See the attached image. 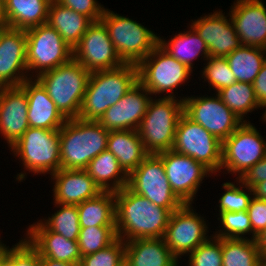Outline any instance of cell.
<instances>
[{
  "label": "cell",
  "mask_w": 266,
  "mask_h": 266,
  "mask_svg": "<svg viewBox=\"0 0 266 266\" xmlns=\"http://www.w3.org/2000/svg\"><path fill=\"white\" fill-rule=\"evenodd\" d=\"M0 266H8L3 260L0 261Z\"/></svg>",
  "instance_id": "54"
},
{
  "label": "cell",
  "mask_w": 266,
  "mask_h": 266,
  "mask_svg": "<svg viewBox=\"0 0 266 266\" xmlns=\"http://www.w3.org/2000/svg\"><path fill=\"white\" fill-rule=\"evenodd\" d=\"M151 98V93L137 81L115 105L105 111L98 122L108 131L137 130Z\"/></svg>",
  "instance_id": "19"
},
{
  "label": "cell",
  "mask_w": 266,
  "mask_h": 266,
  "mask_svg": "<svg viewBox=\"0 0 266 266\" xmlns=\"http://www.w3.org/2000/svg\"><path fill=\"white\" fill-rule=\"evenodd\" d=\"M27 37V69L29 78L67 63L73 49L47 23L25 30Z\"/></svg>",
  "instance_id": "9"
},
{
  "label": "cell",
  "mask_w": 266,
  "mask_h": 266,
  "mask_svg": "<svg viewBox=\"0 0 266 266\" xmlns=\"http://www.w3.org/2000/svg\"><path fill=\"white\" fill-rule=\"evenodd\" d=\"M235 182L229 181L222 184L225 192L218 201L219 213L248 210L250 200L253 197V190L245 186L239 179L235 180Z\"/></svg>",
  "instance_id": "39"
},
{
  "label": "cell",
  "mask_w": 266,
  "mask_h": 266,
  "mask_svg": "<svg viewBox=\"0 0 266 266\" xmlns=\"http://www.w3.org/2000/svg\"><path fill=\"white\" fill-rule=\"evenodd\" d=\"M62 6L70 8L77 13H81L93 22L100 21L105 7L99 4L97 0H56Z\"/></svg>",
  "instance_id": "43"
},
{
  "label": "cell",
  "mask_w": 266,
  "mask_h": 266,
  "mask_svg": "<svg viewBox=\"0 0 266 266\" xmlns=\"http://www.w3.org/2000/svg\"><path fill=\"white\" fill-rule=\"evenodd\" d=\"M217 94L223 103L243 122L248 121L245 118L248 113L260 108L251 83L236 82L221 89Z\"/></svg>",
  "instance_id": "33"
},
{
  "label": "cell",
  "mask_w": 266,
  "mask_h": 266,
  "mask_svg": "<svg viewBox=\"0 0 266 266\" xmlns=\"http://www.w3.org/2000/svg\"><path fill=\"white\" fill-rule=\"evenodd\" d=\"M158 155L162 158L166 177L174 194L184 204H194L202 181L205 177H211L212 173L193 158L172 149Z\"/></svg>",
  "instance_id": "16"
},
{
  "label": "cell",
  "mask_w": 266,
  "mask_h": 266,
  "mask_svg": "<svg viewBox=\"0 0 266 266\" xmlns=\"http://www.w3.org/2000/svg\"><path fill=\"white\" fill-rule=\"evenodd\" d=\"M125 242L117 238L109 246L81 257L79 266H124Z\"/></svg>",
  "instance_id": "40"
},
{
  "label": "cell",
  "mask_w": 266,
  "mask_h": 266,
  "mask_svg": "<svg viewBox=\"0 0 266 266\" xmlns=\"http://www.w3.org/2000/svg\"><path fill=\"white\" fill-rule=\"evenodd\" d=\"M237 82L253 84L266 62V49L242 45L225 57Z\"/></svg>",
  "instance_id": "32"
},
{
  "label": "cell",
  "mask_w": 266,
  "mask_h": 266,
  "mask_svg": "<svg viewBox=\"0 0 266 266\" xmlns=\"http://www.w3.org/2000/svg\"><path fill=\"white\" fill-rule=\"evenodd\" d=\"M138 81L155 95L177 98L174 91L184 86L193 73L183 63L177 61L159 44L137 65Z\"/></svg>",
  "instance_id": "8"
},
{
  "label": "cell",
  "mask_w": 266,
  "mask_h": 266,
  "mask_svg": "<svg viewBox=\"0 0 266 266\" xmlns=\"http://www.w3.org/2000/svg\"><path fill=\"white\" fill-rule=\"evenodd\" d=\"M213 10L200 18L191 20L189 24L205 42L212 57H226L242 43L230 18L223 10Z\"/></svg>",
  "instance_id": "18"
},
{
  "label": "cell",
  "mask_w": 266,
  "mask_h": 266,
  "mask_svg": "<svg viewBox=\"0 0 266 266\" xmlns=\"http://www.w3.org/2000/svg\"><path fill=\"white\" fill-rule=\"evenodd\" d=\"M0 25L7 27L6 2L0 0Z\"/></svg>",
  "instance_id": "50"
},
{
  "label": "cell",
  "mask_w": 266,
  "mask_h": 266,
  "mask_svg": "<svg viewBox=\"0 0 266 266\" xmlns=\"http://www.w3.org/2000/svg\"><path fill=\"white\" fill-rule=\"evenodd\" d=\"M58 208L48 218L40 221L51 231L64 236L66 239L78 241L80 233V223L77 205L54 203Z\"/></svg>",
  "instance_id": "35"
},
{
  "label": "cell",
  "mask_w": 266,
  "mask_h": 266,
  "mask_svg": "<svg viewBox=\"0 0 266 266\" xmlns=\"http://www.w3.org/2000/svg\"><path fill=\"white\" fill-rule=\"evenodd\" d=\"M109 132L98 121L67 119L59 129L62 169H86L89 162L107 150Z\"/></svg>",
  "instance_id": "3"
},
{
  "label": "cell",
  "mask_w": 266,
  "mask_h": 266,
  "mask_svg": "<svg viewBox=\"0 0 266 266\" xmlns=\"http://www.w3.org/2000/svg\"><path fill=\"white\" fill-rule=\"evenodd\" d=\"M232 5L229 14L242 45L266 49V4L263 0H235Z\"/></svg>",
  "instance_id": "20"
},
{
  "label": "cell",
  "mask_w": 266,
  "mask_h": 266,
  "mask_svg": "<svg viewBox=\"0 0 266 266\" xmlns=\"http://www.w3.org/2000/svg\"><path fill=\"white\" fill-rule=\"evenodd\" d=\"M138 81V67L125 63L120 67L91 72L78 115L85 121H99Z\"/></svg>",
  "instance_id": "2"
},
{
  "label": "cell",
  "mask_w": 266,
  "mask_h": 266,
  "mask_svg": "<svg viewBox=\"0 0 266 266\" xmlns=\"http://www.w3.org/2000/svg\"><path fill=\"white\" fill-rule=\"evenodd\" d=\"M218 215L217 220L220 222L218 228H221L213 232L214 237L245 239L248 238L246 236L248 234L252 236V227L247 211L221 212Z\"/></svg>",
  "instance_id": "38"
},
{
  "label": "cell",
  "mask_w": 266,
  "mask_h": 266,
  "mask_svg": "<svg viewBox=\"0 0 266 266\" xmlns=\"http://www.w3.org/2000/svg\"><path fill=\"white\" fill-rule=\"evenodd\" d=\"M41 266H79L77 264L66 263L62 261L53 260L50 258H40Z\"/></svg>",
  "instance_id": "49"
},
{
  "label": "cell",
  "mask_w": 266,
  "mask_h": 266,
  "mask_svg": "<svg viewBox=\"0 0 266 266\" xmlns=\"http://www.w3.org/2000/svg\"><path fill=\"white\" fill-rule=\"evenodd\" d=\"M194 210L192 204H184L172 212L163 236L166 246L178 261L211 237L206 218Z\"/></svg>",
  "instance_id": "13"
},
{
  "label": "cell",
  "mask_w": 266,
  "mask_h": 266,
  "mask_svg": "<svg viewBox=\"0 0 266 266\" xmlns=\"http://www.w3.org/2000/svg\"><path fill=\"white\" fill-rule=\"evenodd\" d=\"M125 266H180L163 238H140L125 242Z\"/></svg>",
  "instance_id": "25"
},
{
  "label": "cell",
  "mask_w": 266,
  "mask_h": 266,
  "mask_svg": "<svg viewBox=\"0 0 266 266\" xmlns=\"http://www.w3.org/2000/svg\"><path fill=\"white\" fill-rule=\"evenodd\" d=\"M239 180L247 187L253 188L256 184L266 180V156L249 168Z\"/></svg>",
  "instance_id": "45"
},
{
  "label": "cell",
  "mask_w": 266,
  "mask_h": 266,
  "mask_svg": "<svg viewBox=\"0 0 266 266\" xmlns=\"http://www.w3.org/2000/svg\"><path fill=\"white\" fill-rule=\"evenodd\" d=\"M6 26H4V25H0V33H1V31L5 28Z\"/></svg>",
  "instance_id": "55"
},
{
  "label": "cell",
  "mask_w": 266,
  "mask_h": 266,
  "mask_svg": "<svg viewBox=\"0 0 266 266\" xmlns=\"http://www.w3.org/2000/svg\"><path fill=\"white\" fill-rule=\"evenodd\" d=\"M263 108L264 109L266 108V103L260 106V110L263 109ZM264 111H263V115L261 116V121H263V123L264 122L266 123V109Z\"/></svg>",
  "instance_id": "52"
},
{
  "label": "cell",
  "mask_w": 266,
  "mask_h": 266,
  "mask_svg": "<svg viewBox=\"0 0 266 266\" xmlns=\"http://www.w3.org/2000/svg\"><path fill=\"white\" fill-rule=\"evenodd\" d=\"M85 170L101 191L118 192L128 184V174L108 150L92 159Z\"/></svg>",
  "instance_id": "29"
},
{
  "label": "cell",
  "mask_w": 266,
  "mask_h": 266,
  "mask_svg": "<svg viewBox=\"0 0 266 266\" xmlns=\"http://www.w3.org/2000/svg\"><path fill=\"white\" fill-rule=\"evenodd\" d=\"M46 23L54 28L73 49L93 21L81 13L62 6L56 0H52Z\"/></svg>",
  "instance_id": "27"
},
{
  "label": "cell",
  "mask_w": 266,
  "mask_h": 266,
  "mask_svg": "<svg viewBox=\"0 0 266 266\" xmlns=\"http://www.w3.org/2000/svg\"><path fill=\"white\" fill-rule=\"evenodd\" d=\"M154 96L151 98L137 132L148 154L171 150L176 127L183 114V98Z\"/></svg>",
  "instance_id": "6"
},
{
  "label": "cell",
  "mask_w": 266,
  "mask_h": 266,
  "mask_svg": "<svg viewBox=\"0 0 266 266\" xmlns=\"http://www.w3.org/2000/svg\"><path fill=\"white\" fill-rule=\"evenodd\" d=\"M127 187L155 205L171 212L184 205L172 191L162 158L158 154H148L128 175Z\"/></svg>",
  "instance_id": "12"
},
{
  "label": "cell",
  "mask_w": 266,
  "mask_h": 266,
  "mask_svg": "<svg viewBox=\"0 0 266 266\" xmlns=\"http://www.w3.org/2000/svg\"><path fill=\"white\" fill-rule=\"evenodd\" d=\"M100 21L124 63L138 65L158 45L159 34L110 9L105 8Z\"/></svg>",
  "instance_id": "7"
},
{
  "label": "cell",
  "mask_w": 266,
  "mask_h": 266,
  "mask_svg": "<svg viewBox=\"0 0 266 266\" xmlns=\"http://www.w3.org/2000/svg\"><path fill=\"white\" fill-rule=\"evenodd\" d=\"M50 177L53 203L78 205L102 192L85 169L60 168Z\"/></svg>",
  "instance_id": "23"
},
{
  "label": "cell",
  "mask_w": 266,
  "mask_h": 266,
  "mask_svg": "<svg viewBox=\"0 0 266 266\" xmlns=\"http://www.w3.org/2000/svg\"><path fill=\"white\" fill-rule=\"evenodd\" d=\"M52 0H5L7 27L27 30L46 24Z\"/></svg>",
  "instance_id": "30"
},
{
  "label": "cell",
  "mask_w": 266,
  "mask_h": 266,
  "mask_svg": "<svg viewBox=\"0 0 266 266\" xmlns=\"http://www.w3.org/2000/svg\"><path fill=\"white\" fill-rule=\"evenodd\" d=\"M80 228L116 226L115 192L102 191L77 205Z\"/></svg>",
  "instance_id": "31"
},
{
  "label": "cell",
  "mask_w": 266,
  "mask_h": 266,
  "mask_svg": "<svg viewBox=\"0 0 266 266\" xmlns=\"http://www.w3.org/2000/svg\"><path fill=\"white\" fill-rule=\"evenodd\" d=\"M213 95L182 97L183 113L223 142L243 121L223 103L217 93Z\"/></svg>",
  "instance_id": "14"
},
{
  "label": "cell",
  "mask_w": 266,
  "mask_h": 266,
  "mask_svg": "<svg viewBox=\"0 0 266 266\" xmlns=\"http://www.w3.org/2000/svg\"><path fill=\"white\" fill-rule=\"evenodd\" d=\"M90 72L73 58L36 79L46 89L56 108L66 118H78Z\"/></svg>",
  "instance_id": "5"
},
{
  "label": "cell",
  "mask_w": 266,
  "mask_h": 266,
  "mask_svg": "<svg viewBox=\"0 0 266 266\" xmlns=\"http://www.w3.org/2000/svg\"><path fill=\"white\" fill-rule=\"evenodd\" d=\"M29 128L28 99L20 87H0V134L10 148Z\"/></svg>",
  "instance_id": "21"
},
{
  "label": "cell",
  "mask_w": 266,
  "mask_h": 266,
  "mask_svg": "<svg viewBox=\"0 0 266 266\" xmlns=\"http://www.w3.org/2000/svg\"><path fill=\"white\" fill-rule=\"evenodd\" d=\"M206 61L203 63L204 67L200 70V74L201 78L209 84V91L212 89L218 93L221 89L237 82L225 57L210 56Z\"/></svg>",
  "instance_id": "37"
},
{
  "label": "cell",
  "mask_w": 266,
  "mask_h": 266,
  "mask_svg": "<svg viewBox=\"0 0 266 266\" xmlns=\"http://www.w3.org/2000/svg\"><path fill=\"white\" fill-rule=\"evenodd\" d=\"M25 231V238L38 251L40 258L80 264L82 256L77 241L49 230L40 220L29 225Z\"/></svg>",
  "instance_id": "22"
},
{
  "label": "cell",
  "mask_w": 266,
  "mask_h": 266,
  "mask_svg": "<svg viewBox=\"0 0 266 266\" xmlns=\"http://www.w3.org/2000/svg\"><path fill=\"white\" fill-rule=\"evenodd\" d=\"M256 99L260 106L266 103V62L253 82Z\"/></svg>",
  "instance_id": "46"
},
{
  "label": "cell",
  "mask_w": 266,
  "mask_h": 266,
  "mask_svg": "<svg viewBox=\"0 0 266 266\" xmlns=\"http://www.w3.org/2000/svg\"><path fill=\"white\" fill-rule=\"evenodd\" d=\"M256 243L262 260H266V229L263 230L257 237Z\"/></svg>",
  "instance_id": "47"
},
{
  "label": "cell",
  "mask_w": 266,
  "mask_h": 266,
  "mask_svg": "<svg viewBox=\"0 0 266 266\" xmlns=\"http://www.w3.org/2000/svg\"><path fill=\"white\" fill-rule=\"evenodd\" d=\"M107 150L117 158L120 166L128 175L148 155L137 130L110 131L107 138Z\"/></svg>",
  "instance_id": "26"
},
{
  "label": "cell",
  "mask_w": 266,
  "mask_h": 266,
  "mask_svg": "<svg viewBox=\"0 0 266 266\" xmlns=\"http://www.w3.org/2000/svg\"><path fill=\"white\" fill-rule=\"evenodd\" d=\"M2 260L8 266H41L38 251L25 237L11 248L8 246Z\"/></svg>",
  "instance_id": "42"
},
{
  "label": "cell",
  "mask_w": 266,
  "mask_h": 266,
  "mask_svg": "<svg viewBox=\"0 0 266 266\" xmlns=\"http://www.w3.org/2000/svg\"><path fill=\"white\" fill-rule=\"evenodd\" d=\"M172 150L193 158L215 176L220 173L222 141L184 113L176 127Z\"/></svg>",
  "instance_id": "10"
},
{
  "label": "cell",
  "mask_w": 266,
  "mask_h": 266,
  "mask_svg": "<svg viewBox=\"0 0 266 266\" xmlns=\"http://www.w3.org/2000/svg\"><path fill=\"white\" fill-rule=\"evenodd\" d=\"M187 266H222V238L213 235L188 255Z\"/></svg>",
  "instance_id": "41"
},
{
  "label": "cell",
  "mask_w": 266,
  "mask_h": 266,
  "mask_svg": "<svg viewBox=\"0 0 266 266\" xmlns=\"http://www.w3.org/2000/svg\"><path fill=\"white\" fill-rule=\"evenodd\" d=\"M260 266H266V260H261Z\"/></svg>",
  "instance_id": "53"
},
{
  "label": "cell",
  "mask_w": 266,
  "mask_h": 266,
  "mask_svg": "<svg viewBox=\"0 0 266 266\" xmlns=\"http://www.w3.org/2000/svg\"><path fill=\"white\" fill-rule=\"evenodd\" d=\"M116 226H91L80 228L78 246L81 256L93 254L117 239Z\"/></svg>",
  "instance_id": "36"
},
{
  "label": "cell",
  "mask_w": 266,
  "mask_h": 266,
  "mask_svg": "<svg viewBox=\"0 0 266 266\" xmlns=\"http://www.w3.org/2000/svg\"><path fill=\"white\" fill-rule=\"evenodd\" d=\"M20 87L27 94L29 127L58 130L64 125L67 119L36 78L26 79Z\"/></svg>",
  "instance_id": "24"
},
{
  "label": "cell",
  "mask_w": 266,
  "mask_h": 266,
  "mask_svg": "<svg viewBox=\"0 0 266 266\" xmlns=\"http://www.w3.org/2000/svg\"><path fill=\"white\" fill-rule=\"evenodd\" d=\"M185 32L176 33L170 40L162 39L159 36L158 44L177 61L186 65L192 71L194 68L193 61L200 58L206 62L210 57L208 48L205 42L197 34V32L190 26Z\"/></svg>",
  "instance_id": "28"
},
{
  "label": "cell",
  "mask_w": 266,
  "mask_h": 266,
  "mask_svg": "<svg viewBox=\"0 0 266 266\" xmlns=\"http://www.w3.org/2000/svg\"><path fill=\"white\" fill-rule=\"evenodd\" d=\"M29 79L25 30L5 27L0 33V87H18Z\"/></svg>",
  "instance_id": "17"
},
{
  "label": "cell",
  "mask_w": 266,
  "mask_h": 266,
  "mask_svg": "<svg viewBox=\"0 0 266 266\" xmlns=\"http://www.w3.org/2000/svg\"><path fill=\"white\" fill-rule=\"evenodd\" d=\"M265 140L253 123L243 122L222 142L220 172L225 169V174L237 175L235 179H239L266 156Z\"/></svg>",
  "instance_id": "11"
},
{
  "label": "cell",
  "mask_w": 266,
  "mask_h": 266,
  "mask_svg": "<svg viewBox=\"0 0 266 266\" xmlns=\"http://www.w3.org/2000/svg\"><path fill=\"white\" fill-rule=\"evenodd\" d=\"M116 234L124 242L163 238L171 211L155 205L127 186L115 192Z\"/></svg>",
  "instance_id": "1"
},
{
  "label": "cell",
  "mask_w": 266,
  "mask_h": 266,
  "mask_svg": "<svg viewBox=\"0 0 266 266\" xmlns=\"http://www.w3.org/2000/svg\"><path fill=\"white\" fill-rule=\"evenodd\" d=\"M252 190L255 198L266 200V180L256 184Z\"/></svg>",
  "instance_id": "48"
},
{
  "label": "cell",
  "mask_w": 266,
  "mask_h": 266,
  "mask_svg": "<svg viewBox=\"0 0 266 266\" xmlns=\"http://www.w3.org/2000/svg\"><path fill=\"white\" fill-rule=\"evenodd\" d=\"M8 246L0 239V261L3 259L4 252Z\"/></svg>",
  "instance_id": "51"
},
{
  "label": "cell",
  "mask_w": 266,
  "mask_h": 266,
  "mask_svg": "<svg viewBox=\"0 0 266 266\" xmlns=\"http://www.w3.org/2000/svg\"><path fill=\"white\" fill-rule=\"evenodd\" d=\"M73 59L90 73L114 69L125 64L117 54L101 21L93 22L73 47Z\"/></svg>",
  "instance_id": "15"
},
{
  "label": "cell",
  "mask_w": 266,
  "mask_h": 266,
  "mask_svg": "<svg viewBox=\"0 0 266 266\" xmlns=\"http://www.w3.org/2000/svg\"><path fill=\"white\" fill-rule=\"evenodd\" d=\"M260 252L251 238H222V266H260Z\"/></svg>",
  "instance_id": "34"
},
{
  "label": "cell",
  "mask_w": 266,
  "mask_h": 266,
  "mask_svg": "<svg viewBox=\"0 0 266 266\" xmlns=\"http://www.w3.org/2000/svg\"><path fill=\"white\" fill-rule=\"evenodd\" d=\"M250 223L252 227V240L266 229V200L251 198L248 210Z\"/></svg>",
  "instance_id": "44"
},
{
  "label": "cell",
  "mask_w": 266,
  "mask_h": 266,
  "mask_svg": "<svg viewBox=\"0 0 266 266\" xmlns=\"http://www.w3.org/2000/svg\"><path fill=\"white\" fill-rule=\"evenodd\" d=\"M10 151L24 166L23 172L16 175L19 182L25 181L26 171L34 175H51L61 168L59 129L29 127L10 147Z\"/></svg>",
  "instance_id": "4"
}]
</instances>
